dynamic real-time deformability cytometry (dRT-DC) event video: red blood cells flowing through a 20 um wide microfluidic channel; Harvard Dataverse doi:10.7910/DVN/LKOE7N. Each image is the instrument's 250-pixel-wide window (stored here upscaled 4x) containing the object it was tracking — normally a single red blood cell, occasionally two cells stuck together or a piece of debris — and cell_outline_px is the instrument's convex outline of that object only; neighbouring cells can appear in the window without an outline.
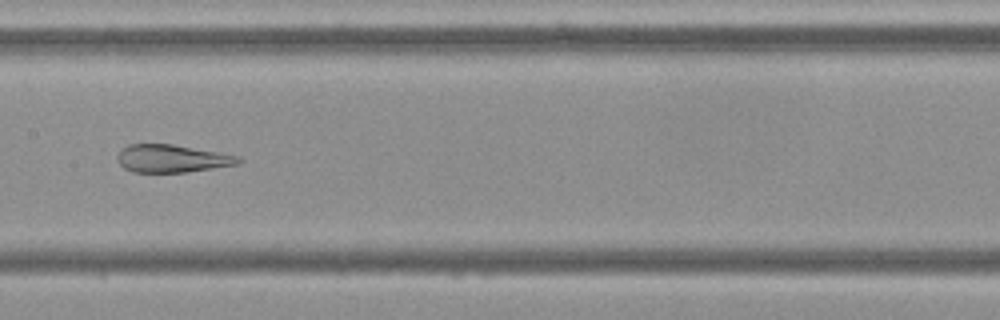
{"species": "Egyptian fruit bat (a non-hibernating species)", "species_latin": "Rousettus aegyptiacus", "temperature_condition": "cold", "stored_images_in_passage": 48, "camera_frame_rate_fps": 3000, "um_per_image_px": 0.085, "frame": {"image": 1, "passage_image": 21, "time_ms": 6.667, "image_size_px": [1000, 320], "cell_outline_px": [[244, 160], [240, 164], [188, 172], [132, 172], [124, 168], [120, 164], [116, 156], [128, 144], [172, 144], [220, 152], [240, 156]], "centroid_in_image_um": [14.68, 13.48], "position_along_channel_um": 192.7, "area_um2": 19.71}}
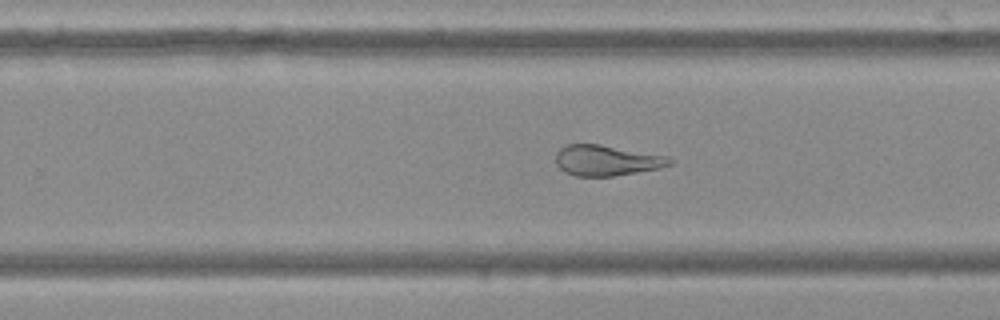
{"frame": {"image": 2, "passage_image": 28, "time_ms": 9.0, "image_size_px": [1000, 320], "cell_outline_px": [[672, 164], [660, 168], [612, 176], [576, 176], [564, 172], [556, 164], [556, 152], [560, 148], [568, 144], [600, 144], [668, 156], [672, 160]], "centroid_in_image_um": [51.55, 13.63], "position_along_channel_um": 278.3, "area_um2": 20.29}}
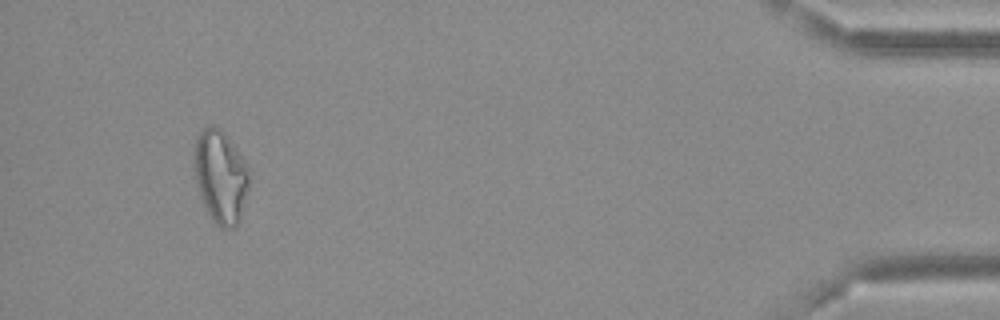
{"frame": {"image": 3, "passage_image": 45, "time_ms": 14.667, "image_size_px": [1000, 320], "cell_outline_px": [[252, 172], [240, 220], [232, 228], [220, 228], [212, 220], [200, 196], [196, 184], [192, 160], [192, 148], [196, 136], [200, 128], [212, 124], [220, 128], [224, 132], [248, 164]], "centroid_in_image_um": [18.73, 14.94], "position_along_channel_um": 416.5, "area_um2": 30.75}, "authors_computed_cell_mechanics": {"area_um2": 25.3164, "velocity_mm_per_s": 3.672, "shape_relaxation_time_tau1_ms": null, "shape_relaxation_time_tau2_ms": 1.1955, "deformation_change_tau1": null, "deformation_change_tau2": 0.0574}}